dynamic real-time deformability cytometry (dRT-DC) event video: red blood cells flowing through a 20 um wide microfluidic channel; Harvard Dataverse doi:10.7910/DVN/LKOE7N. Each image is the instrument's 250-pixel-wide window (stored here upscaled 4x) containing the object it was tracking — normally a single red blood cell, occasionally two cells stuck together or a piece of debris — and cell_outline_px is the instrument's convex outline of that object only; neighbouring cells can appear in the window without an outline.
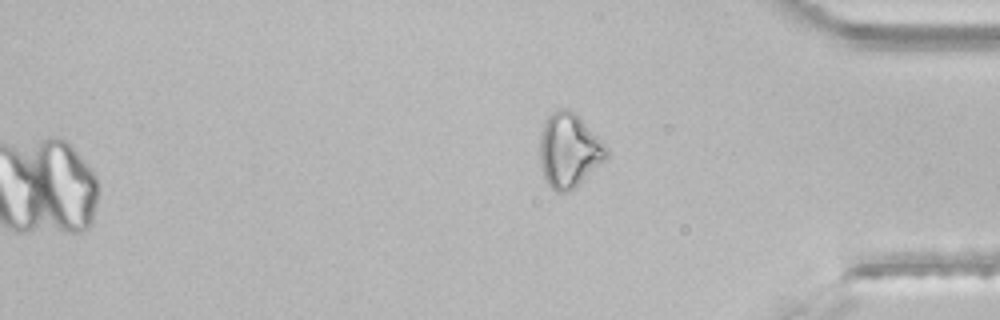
{"species": "common noctule bat (a hibernating species)", "species_latin": "Nyctalus noctula", "temperature_condition": "room temperature", "stored_images_in_passage": 33, "camera_frame_rate_fps": 3000, "um_per_image_px": 0.085, "animal": {"sex": "male", "body_mass_g": 21.5, "forearm_length_mm": 52.0}, "frame": {"image": 1, "passage_image": 33, "time_ms": 10.667, "image_size_px": [1000, 320], "cell_outline_px": [[608, 156], [576, 188], [568, 192], [556, 192], [544, 180], [540, 168], [540, 132], [548, 116], [552, 112], [560, 108], [568, 108], [576, 112], [608, 148]], "centroid_in_image_um": [48.35, 12.79], "position_along_channel_um": 386.9, "area_um2": 29.07}}